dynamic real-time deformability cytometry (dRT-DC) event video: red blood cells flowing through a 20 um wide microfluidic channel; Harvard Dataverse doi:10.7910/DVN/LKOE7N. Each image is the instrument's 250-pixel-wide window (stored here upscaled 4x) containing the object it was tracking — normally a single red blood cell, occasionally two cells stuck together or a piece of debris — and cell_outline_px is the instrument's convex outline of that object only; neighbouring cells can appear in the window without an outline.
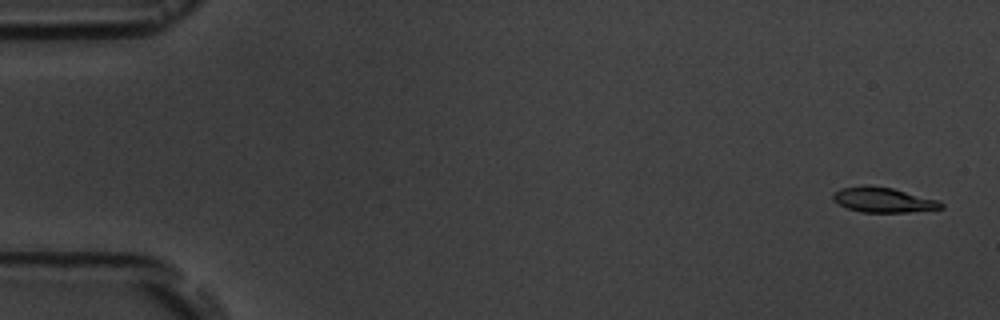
{"species": "common noctule bat (a hibernating species)", "species_latin": "Nyctalus noctula", "temperature_condition": "room temperature", "stored_images_in_passage": 3, "camera_frame_rate_fps": 3000, "um_per_image_px": 0.085, "animal": {"sex": "male", "body_mass_g": 19.5, "forearm_length_mm": 54.6}, "frame": {"image": 1, "passage_image": 1, "time_ms": 0.0, "image_size_px": [1000, 320], "cell_outline_px": [[944, 208], [908, 212], [860, 212], [848, 208], [832, 200], [832, 192], [840, 188], [868, 184], [892, 188], [936, 200], [944, 204]], "centroid_in_image_um": [75.01, 16.98], "position_along_channel_um": 10.0, "area_um2": 15.72}}